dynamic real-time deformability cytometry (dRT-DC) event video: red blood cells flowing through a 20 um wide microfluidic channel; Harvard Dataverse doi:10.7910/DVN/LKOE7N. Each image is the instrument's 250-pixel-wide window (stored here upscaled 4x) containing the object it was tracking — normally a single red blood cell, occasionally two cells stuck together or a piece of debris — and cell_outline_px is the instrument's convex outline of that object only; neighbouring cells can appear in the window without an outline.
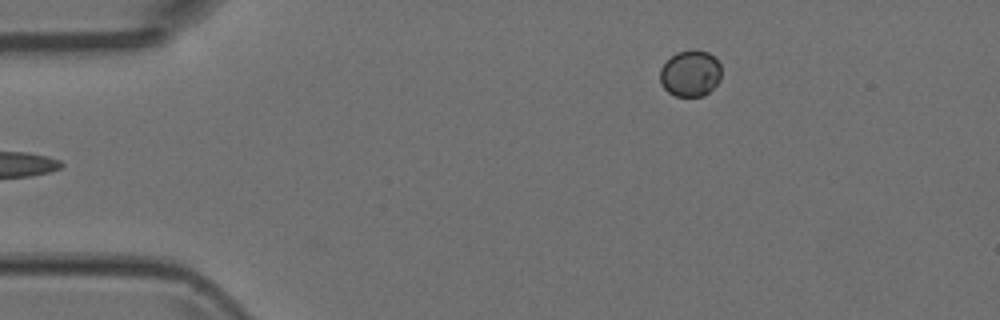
{"species": "Egyptian fruit bat (a non-hibernating species)", "species_latin": "Rousettus aegyptiacus", "temperature_condition": "room temperature", "stored_images_in_passage": 5, "camera_frame_rate_fps": 3000, "um_per_image_px": 0.085, "animal": {"sex": "female"}, "frame": {"image": 1, "passage_image": 5, "time_ms": 1.333, "image_size_px": [1000, 320], "cell_outline_px": [[720, 80], [704, 96], [676, 96], [668, 92], [660, 84], [660, 68], [676, 52], [688, 48], [696, 48], [708, 52], [720, 64]], "centroid_in_image_um": [58.66, 6.21], "position_along_channel_um": 26.3, "area_um2": 16.7}}